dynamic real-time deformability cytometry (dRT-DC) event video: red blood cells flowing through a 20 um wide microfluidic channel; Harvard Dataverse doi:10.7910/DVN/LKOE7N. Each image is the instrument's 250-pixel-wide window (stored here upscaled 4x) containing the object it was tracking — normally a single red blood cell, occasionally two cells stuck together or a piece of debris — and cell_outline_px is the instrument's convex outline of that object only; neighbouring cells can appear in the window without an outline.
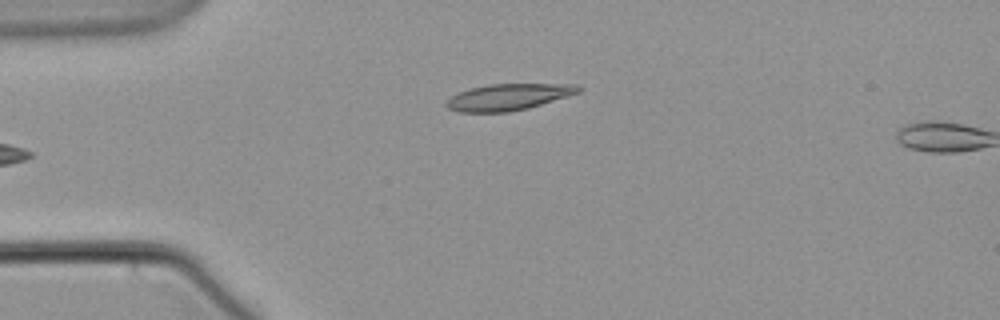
{"species": "common noctule bat (a hibernating species)", "species_latin": "Nyctalus noctula", "temperature_condition": "warm", "stored_images_in_passage": 5, "camera_frame_rate_fps": 3000, "um_per_image_px": 0.085, "animal": {"sex": "male", "body_mass_g": 21.5, "forearm_length_mm": 52.0}, "frame": {"image": 1, "passage_image": 5, "time_ms": 5.0, "image_size_px": [1000, 320], "cell_outline_px": [[584, 88], [580, 92], [528, 108], [508, 112], [460, 112], [448, 108], [444, 104], [452, 96], [460, 92], [472, 88], [488, 84], [576, 84]], "centroid_in_image_um": [43.23, 8.24], "position_along_channel_um": 41.8, "area_um2": 20.17}}